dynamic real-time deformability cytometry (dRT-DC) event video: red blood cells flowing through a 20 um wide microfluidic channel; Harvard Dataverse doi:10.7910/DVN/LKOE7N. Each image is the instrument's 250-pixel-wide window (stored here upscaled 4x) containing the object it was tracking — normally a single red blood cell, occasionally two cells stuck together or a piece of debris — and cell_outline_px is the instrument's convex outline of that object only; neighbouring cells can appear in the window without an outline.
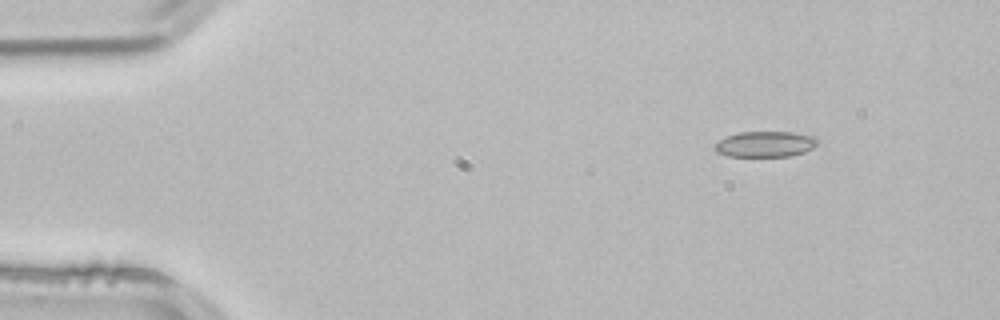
{"species": "common noctule bat (a hibernating species)", "species_latin": "Nyctalus noctula", "temperature_condition": "room temperature", "stored_images_in_passage": 3, "camera_frame_rate_fps": 3000, "um_per_image_px": 0.085, "animal": {"sex": "male", "body_mass_g": 21.5, "forearm_length_mm": 52.0}, "frame": {"image": 1, "passage_image": 1, "time_ms": 0.0, "image_size_px": [1000, 320], "cell_outline_px": [[820, 144], [804, 152], [792, 156], [728, 156], [716, 152], [712, 148], [724, 136], [740, 132], [792, 132], [816, 136], [820, 140]], "centroid_in_image_um": [65.08, 12.25], "position_along_channel_um": 19.9, "area_um2": 15.66}}
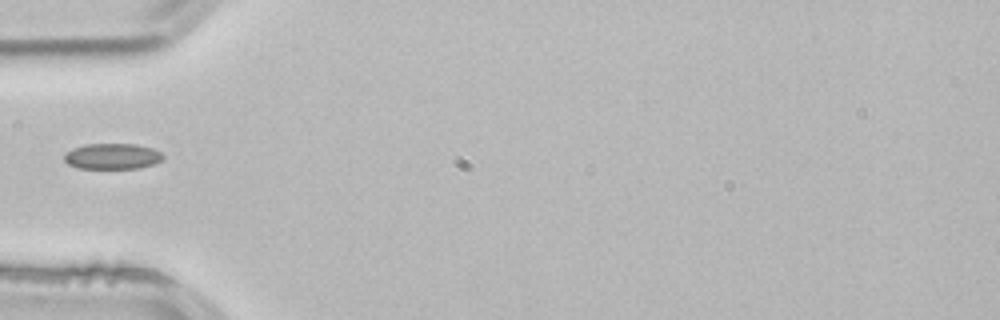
{"frame": {"image": 2, "passage_image": 3, "time_ms": 0.667, "image_size_px": [1000, 320], "cell_outline_px": [[164, 160], [140, 168], [76, 168], [68, 164], [64, 160], [64, 152], [72, 148], [84, 144], [136, 144], [152, 148], [160, 152], [164, 156]], "centroid_in_image_um": [9.52, 13.28], "position_along_channel_um": 75.5, "area_um2": 14.97}}